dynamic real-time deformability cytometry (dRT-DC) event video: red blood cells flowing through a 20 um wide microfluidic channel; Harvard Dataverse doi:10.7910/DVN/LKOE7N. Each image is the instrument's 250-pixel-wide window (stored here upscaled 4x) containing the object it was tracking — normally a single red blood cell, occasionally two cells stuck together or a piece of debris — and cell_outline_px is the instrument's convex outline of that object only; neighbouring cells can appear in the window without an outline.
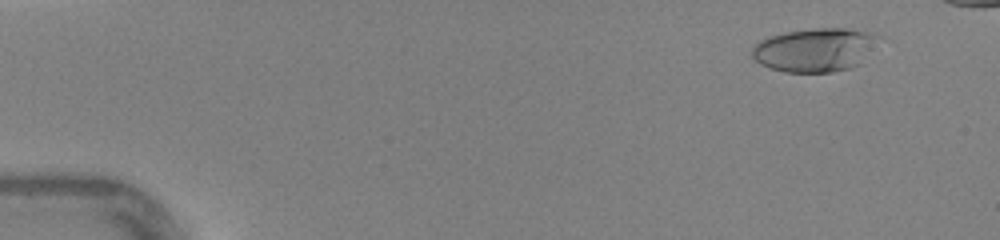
{"species": "human", "species_latin": "Homo sapiens", "temperature_condition": "warm", "stored_images_in_passage": 44, "camera_frame_rate_fps": 3000, "um_per_image_px": 0.085, "donor": {"sex": "female"}, "frame": {"image": 1, "passage_image": 4, "time_ms": 1.0, "image_size_px": [1000, 240], "cell_outline_px": [[880, 36], [856, 64], [852, 68], [832, 72], [784, 72], [760, 64], [752, 56], [752, 48], [760, 40], [768, 36], [788, 32], [816, 28], [844, 28], [872, 32]], "centroid_in_image_um": [69.2, 4.23], "position_along_channel_um": 15.8, "area_um2": 31.5}}
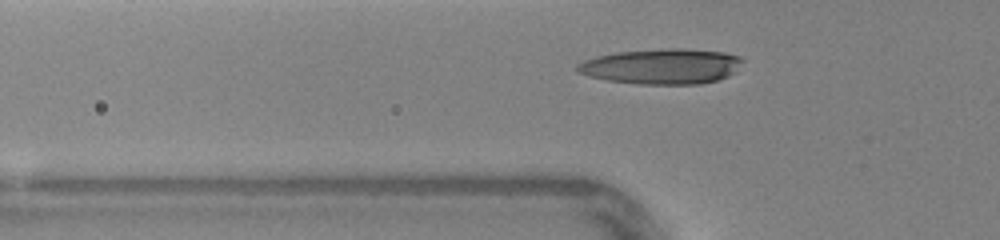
{"frame": {"image": 2, "passage_image": 16, "time_ms": 5.0, "image_size_px": [1000, 240], "cell_outline_px": [[744, 60], [736, 72], [728, 76], [716, 80], [700, 84], [640, 84], [608, 80], [592, 76], [580, 72], [576, 68], [576, 64], [584, 60], [596, 56], [616, 52], [668, 48], [684, 48], [724, 52], [740, 56]], "centroid_in_image_um": [56.3, 5.63], "position_along_channel_um": 69.5, "area_um2": 34.04}}
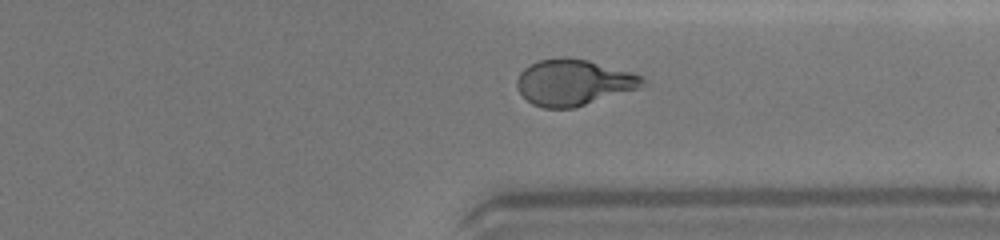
{"frame": {"image": 3, "passage_image": 36, "time_ms": 11.667, "image_size_px": [1000, 240], "cell_outline_px": [[652, 84], [640, 88], [572, 108], [544, 108], [532, 104], [520, 92], [516, 84], [516, 80], [520, 72], [524, 68], [540, 60], [560, 56], [564, 56], [588, 60], [632, 72], [644, 76]], "centroid_in_image_um": [48.81, 6.99], "position_along_channel_um": 362.6, "area_um2": 33.99}, "authors_computed_cell_mechanics": {"area_um2": 33.235, "velocity_mm_per_s": 4.3973, "shape_relaxation_time_tau1_ms": 4.623, "shape_relaxation_time_tau2_ms": 0.8863, "deformation_change_tau1": 0.2086, "deformation_change_tau2": 0.0868}}